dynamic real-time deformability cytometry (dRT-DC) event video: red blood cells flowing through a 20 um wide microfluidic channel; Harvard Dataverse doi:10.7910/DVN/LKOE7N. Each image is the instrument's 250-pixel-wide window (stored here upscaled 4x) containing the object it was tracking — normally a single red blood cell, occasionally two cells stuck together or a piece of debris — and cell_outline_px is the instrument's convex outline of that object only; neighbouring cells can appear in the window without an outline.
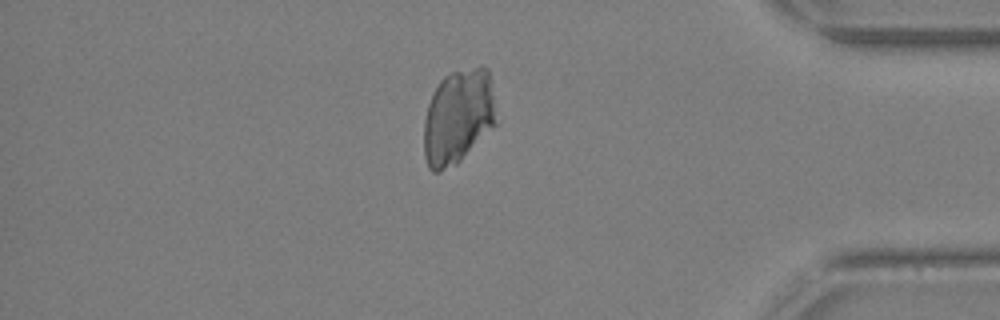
{"species": "Egyptian fruit bat (a non-hibernating species)", "species_latin": "Rousettus aegyptiacus", "temperature_condition": "warm", "stored_images_in_passage": 23, "camera_frame_rate_fps": 3000, "um_per_image_px": 0.085, "animal": {"sex": "female"}, "frame": {"image": 1, "passage_image": 19, "time_ms": 6.0, "image_size_px": [1000, 320], "cell_outline_px": [[496, 124], [456, 164], [440, 172], [432, 172], [428, 168], [424, 156], [424, 120], [428, 104], [432, 92], [440, 80], [444, 76], [452, 72], [476, 68], [488, 68]], "centroid_in_image_um": [38.88, 9.96], "position_along_channel_um": 396.3, "area_um2": 39.42}}